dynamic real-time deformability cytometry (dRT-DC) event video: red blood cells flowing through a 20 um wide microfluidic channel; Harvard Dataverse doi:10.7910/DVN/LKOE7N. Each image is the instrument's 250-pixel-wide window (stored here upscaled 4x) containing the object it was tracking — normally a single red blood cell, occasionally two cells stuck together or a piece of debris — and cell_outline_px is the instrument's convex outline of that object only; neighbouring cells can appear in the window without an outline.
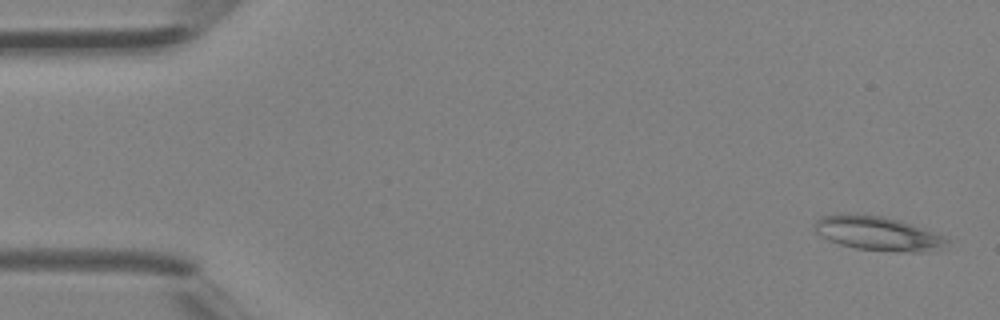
{"species": "Egyptian fruit bat (a non-hibernating species)", "species_latin": "Rousettus aegyptiacus", "temperature_condition": "room temperature", "stored_images_in_passage": 4, "camera_frame_rate_fps": 3000, "um_per_image_px": 0.085, "animal": {"sex": "female"}, "frame": {"image": 1, "passage_image": 1, "time_ms": 0.0, "image_size_px": [1000, 320], "cell_outline_px": [[952, 240], [932, 252], [912, 252], [856, 248], [840, 244], [828, 240], [820, 236], [816, 232], [812, 224], [820, 216], [884, 216], [900, 220], [912, 224], [944, 236]], "centroid_in_image_um": [74.65, 19.87], "position_along_channel_um": 10.3, "area_um2": 25.66}}
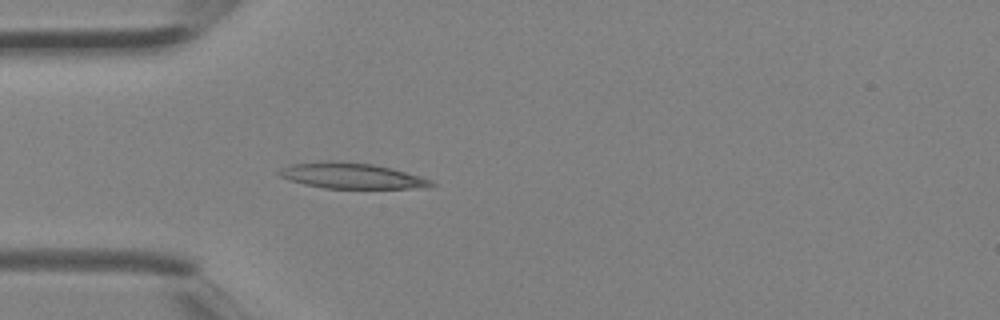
{"frame": {"image": 2, "passage_image": 4, "time_ms": 1.0, "image_size_px": [1000, 320], "cell_outline_px": [[436, 184], [428, 188], [324, 188], [304, 184], [280, 176], [276, 172], [280, 168], [288, 164], [328, 160], [336, 160], [372, 164], [392, 168], [420, 176], [432, 180]], "centroid_in_image_um": [29.88, 14.93], "position_along_channel_um": 55.1, "area_um2": 22.95}}